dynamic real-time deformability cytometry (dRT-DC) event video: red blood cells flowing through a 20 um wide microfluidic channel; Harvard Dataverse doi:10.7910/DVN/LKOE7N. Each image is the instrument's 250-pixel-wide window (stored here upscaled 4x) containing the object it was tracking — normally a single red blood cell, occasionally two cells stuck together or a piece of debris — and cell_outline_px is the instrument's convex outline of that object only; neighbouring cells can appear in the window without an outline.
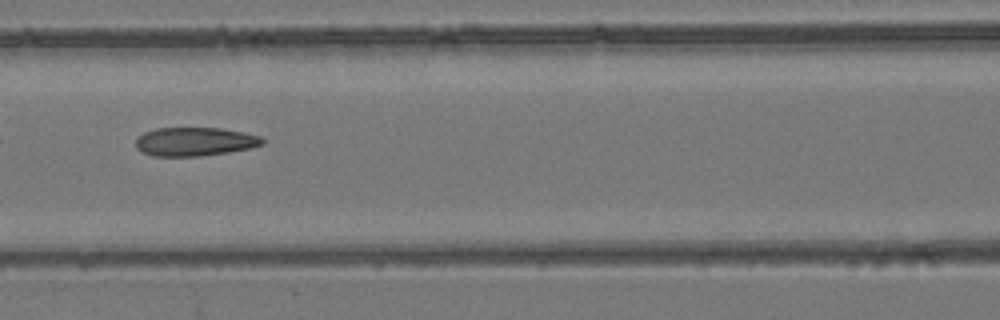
{"species": "common noctule bat (a hibernating species)", "species_latin": "Nyctalus noctula", "temperature_condition": "room temperature", "stored_images_in_passage": 8, "camera_frame_rate_fps": 3000, "um_per_image_px": 0.085, "animal": {"sex": "female", "body_mass_g": 24.6, "forearm_length_mm": 56.2}, "frame": {"image": 1, "passage_image": 6, "time_ms": 5.667, "image_size_px": [1000, 320], "cell_outline_px": [[264, 144], [252, 148], [228, 152], [200, 156], [152, 156], [136, 148], [136, 140], [144, 132], [156, 128], [220, 128], [244, 132], [264, 136]], "centroid_in_image_um": [16.61, 12.03], "position_along_channel_um": 150.0, "area_um2": 21.27}}
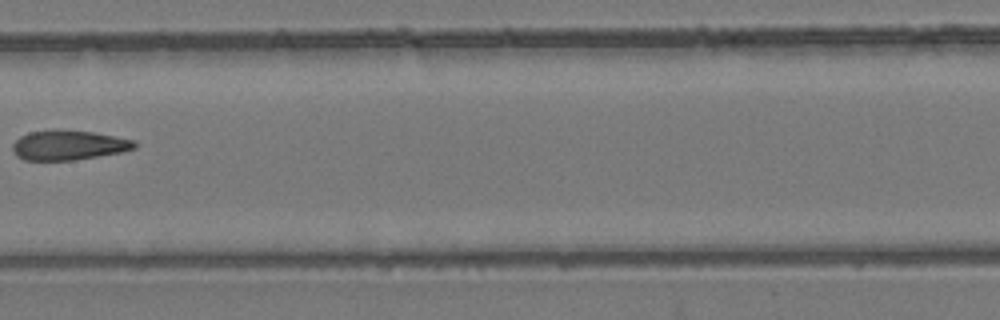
{"frame": {"image": 2, "passage_image": 7, "time_ms": 7.0, "image_size_px": [1000, 320], "cell_outline_px": [[136, 148], [120, 152], [72, 160], [24, 160], [16, 156], [12, 152], [12, 144], [20, 136], [28, 132], [92, 132], [136, 140]], "centroid_in_image_um": [5.81, 12.37], "position_along_channel_um": 201.6, "area_um2": 20.4}}
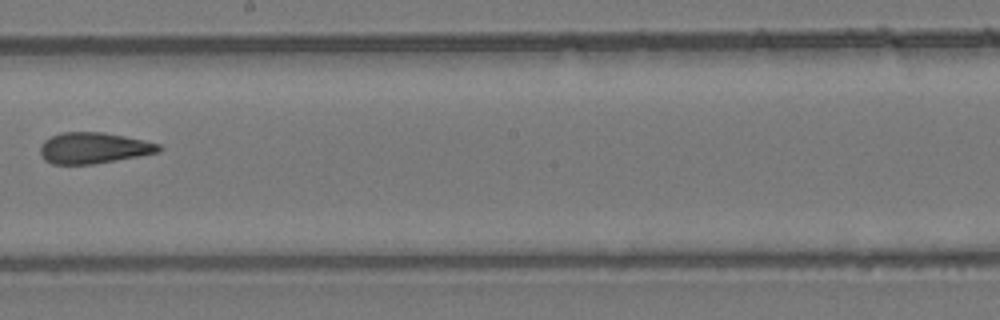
{"frame": {"image": 3, "passage_image": 8, "time_ms": 8.0, "image_size_px": [1000, 320], "cell_outline_px": [[164, 148], [160, 152], [92, 164], [52, 164], [44, 160], [40, 156], [40, 144], [44, 140], [60, 132], [104, 132], [144, 140], [160, 144]], "centroid_in_image_um": [7.94, 12.57], "position_along_channel_um": 240.3, "area_um2": 21.56}}